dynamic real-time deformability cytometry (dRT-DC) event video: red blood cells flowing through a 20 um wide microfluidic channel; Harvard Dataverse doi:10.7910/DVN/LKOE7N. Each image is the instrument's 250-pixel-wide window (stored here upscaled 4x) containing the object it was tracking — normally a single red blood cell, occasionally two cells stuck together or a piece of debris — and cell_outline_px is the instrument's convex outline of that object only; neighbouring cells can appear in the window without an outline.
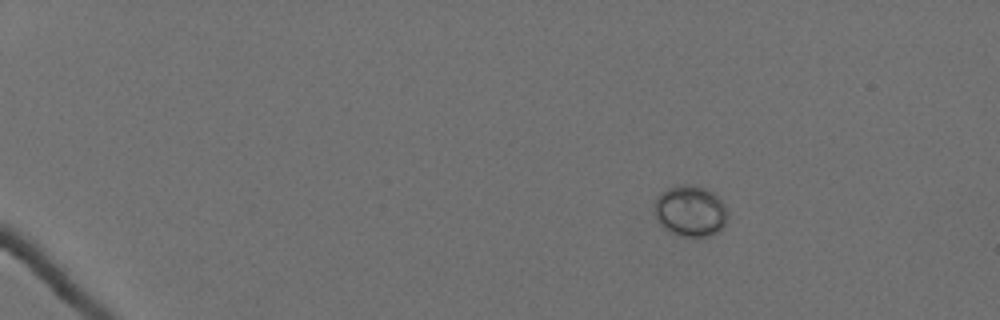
{"species": "Egyptian fruit bat (a non-hibernating species)", "species_latin": "Rousettus aegyptiacus", "temperature_condition": "cold", "stored_images_in_passage": 51, "camera_frame_rate_fps": 3000, "um_per_image_px": 0.085, "animal": {"sex": "female"}, "frame": {"image": 1, "passage_image": 1, "time_ms": 0.0, "image_size_px": [1000, 320], "cell_outline_px": [[728, 216], [724, 224], [716, 232], [708, 236], [680, 236], [664, 228], [660, 224], [656, 216], [656, 200], [668, 188], [676, 184], [692, 184], [704, 188], [712, 192], [724, 204], [728, 212]], "centroid_in_image_um": [58.7, 17.92], "position_along_channel_um": 26.3, "area_um2": 21.39}}
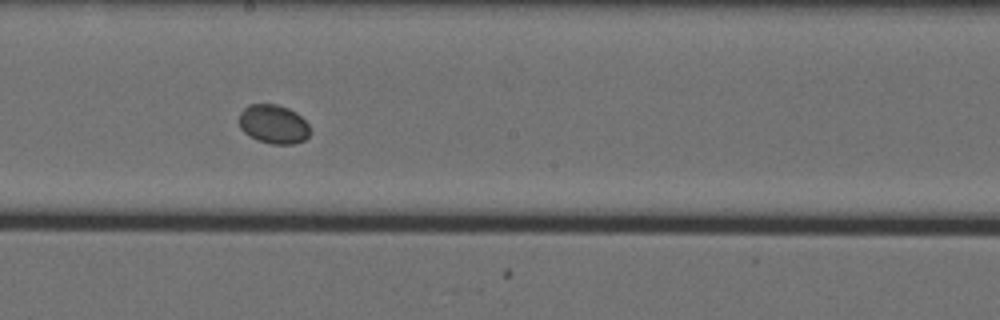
{"frame": {"image": 2, "passage_image": 28, "time_ms": 9.0, "image_size_px": [1000, 320], "cell_outline_px": [[308, 136], [304, 140], [292, 144], [272, 144], [256, 140], [248, 136], [240, 128], [240, 112], [248, 104], [276, 104], [288, 108], [296, 112], [308, 124]], "centroid_in_image_um": [23.21, 10.55], "position_along_channel_um": 225.0, "area_um2": 16.07}}
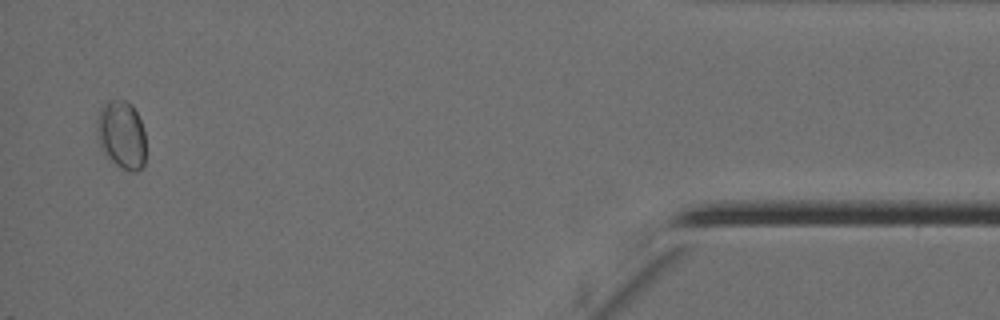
{"frame": {"image": 3, "passage_image": 50, "time_ms": 16.333, "image_size_px": [1000, 320], "cell_outline_px": [[144, 164], [136, 172], [132, 172], [116, 164], [100, 148], [96, 128], [96, 120], [100, 108], [104, 100], [124, 100], [136, 112], [140, 120], [144, 132]], "centroid_in_image_um": [10.29, 11.43], "position_along_channel_um": 424.9, "area_um2": 19.19}}